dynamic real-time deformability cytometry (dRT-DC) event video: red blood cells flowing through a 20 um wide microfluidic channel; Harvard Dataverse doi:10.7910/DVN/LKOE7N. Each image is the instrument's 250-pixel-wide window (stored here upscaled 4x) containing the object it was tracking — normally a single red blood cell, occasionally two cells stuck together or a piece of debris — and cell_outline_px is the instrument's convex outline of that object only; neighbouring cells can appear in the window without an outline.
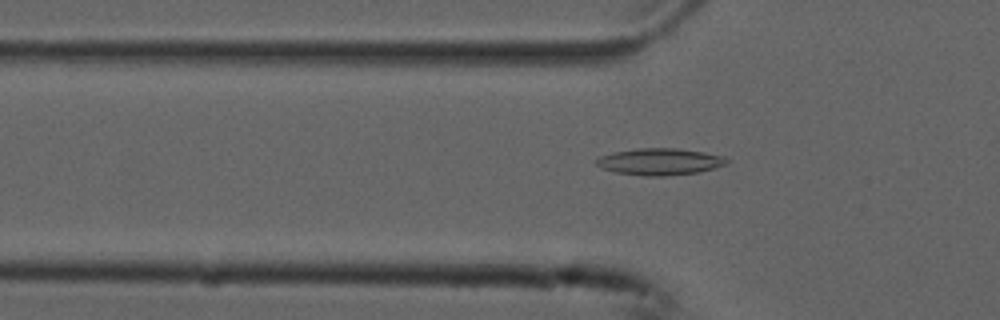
{"species": "common noctule bat (a hibernating species)", "species_latin": "Nyctalus noctula", "temperature_condition": "cold", "stored_images_in_passage": 45, "camera_frame_rate_fps": 3000, "um_per_image_px": 0.085, "animal": {"sex": "male", "forearm_length_mm": 52.5}, "frame": {"image": 1, "passage_image": 16, "time_ms": 5.0, "image_size_px": [1000, 320], "cell_outline_px": [[728, 164], [696, 172], [664, 176], [644, 176], [616, 172], [604, 168], [596, 164], [596, 160], [600, 156], [612, 152], [636, 148], [676, 148], [704, 152], [724, 156], [728, 160]], "centroid_in_image_um": [56.08, 13.73], "position_along_channel_um": 69.7, "area_um2": 20.17}}
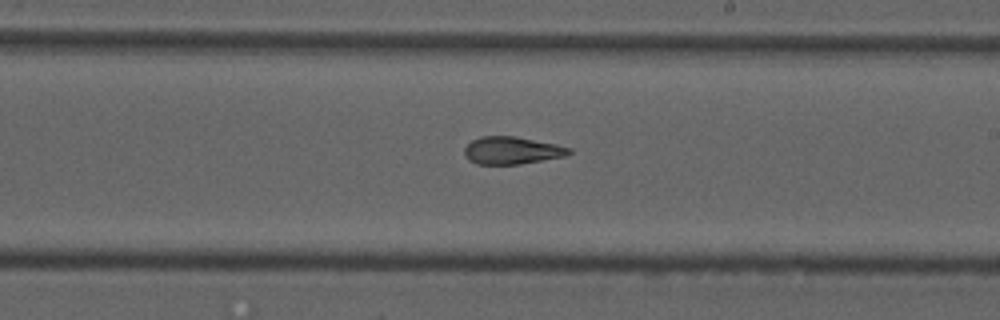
{"frame": {"image": 2, "passage_image": 30, "time_ms": 9.667, "image_size_px": [1000, 320], "cell_outline_px": [[572, 152], [564, 156], [520, 164], [476, 164], [468, 160], [464, 152], [464, 148], [472, 140], [480, 136], [516, 136], [556, 144], [572, 148]], "centroid_in_image_um": [43.5, 12.78], "position_along_channel_um": 245.5, "area_um2": 16.76}}
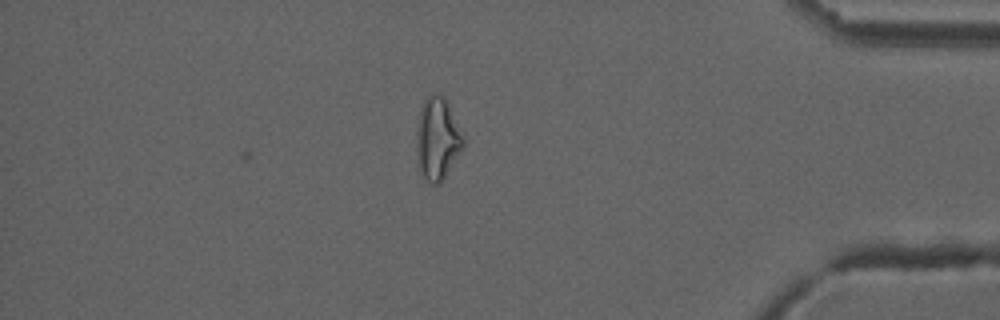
{"frame": {"image": 3, "passage_image": 45, "time_ms": 14.667, "image_size_px": [1000, 320], "cell_outline_px": [[464, 144], [440, 184], [428, 184], [420, 168], [416, 148], [416, 128], [420, 108], [424, 100], [432, 92], [440, 92], [444, 96], [448, 104], [464, 140]], "centroid_in_image_um": [37.14, 11.75], "position_along_channel_um": 398.1, "area_um2": 22.14}, "authors_computed_cell_mechanics": {"area_um2": 17.918, "velocity_mm_per_s": 3.7628, "shape_relaxation_time_tau1_ms": 8.8693, "shape_relaxation_time_tau2_ms": 2.8036, "deformation_change_tau1": 0.1912, "deformation_change_tau2": 0.1091}}